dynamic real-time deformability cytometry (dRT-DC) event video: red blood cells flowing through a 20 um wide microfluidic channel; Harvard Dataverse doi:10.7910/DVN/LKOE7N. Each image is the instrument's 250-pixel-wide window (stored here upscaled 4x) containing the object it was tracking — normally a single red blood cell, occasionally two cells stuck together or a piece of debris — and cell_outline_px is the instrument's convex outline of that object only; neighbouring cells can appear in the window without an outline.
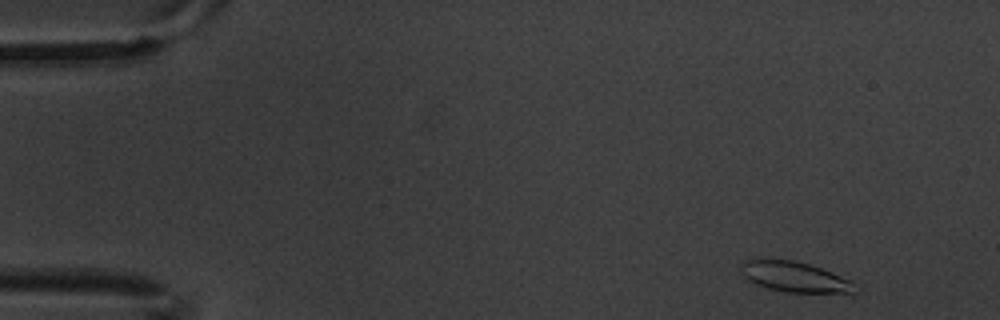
{"species": "common noctule bat (a hibernating species)", "species_latin": "Nyctalus noctula", "temperature_condition": "warm", "stored_images_in_passage": 9, "camera_frame_rate_fps": 3000, "um_per_image_px": 0.085, "animal": {"sex": "male", "body_mass_g": 20.1, "forearm_length_mm": 53.5}, "frame": {"image": 1, "passage_image": 1, "time_ms": 0.0, "image_size_px": [1000, 320], "cell_outline_px": [[852, 296], [788, 292], [768, 288], [756, 284], [748, 280], [740, 272], [740, 264], [744, 260], [792, 260], [808, 264], [820, 268], [852, 280]], "centroid_in_image_um": [67.6, 23.59], "position_along_channel_um": 17.4, "area_um2": 20.46}}
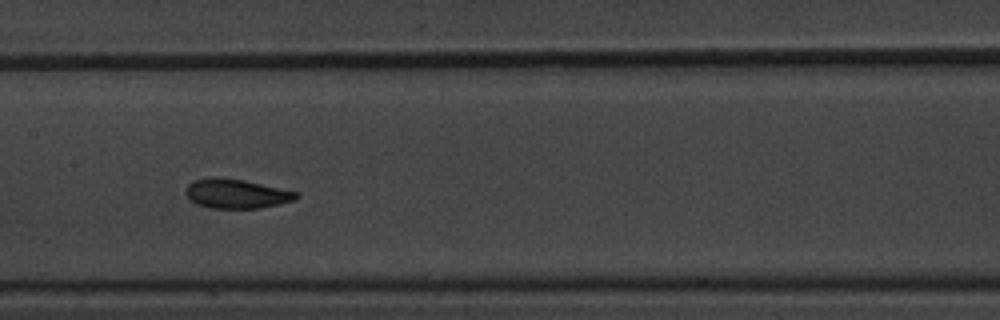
{"frame": {"image": 2, "passage_image": 8, "time_ms": 2.333, "image_size_px": [1000, 320], "cell_outline_px": [[300, 196], [292, 200], [260, 208], [212, 208], [196, 204], [184, 192], [188, 184], [192, 180], [244, 180], [300, 192]], "centroid_in_image_um": [20.14, 16.5], "position_along_channel_um": 187.3, "area_um2": 18.15}}
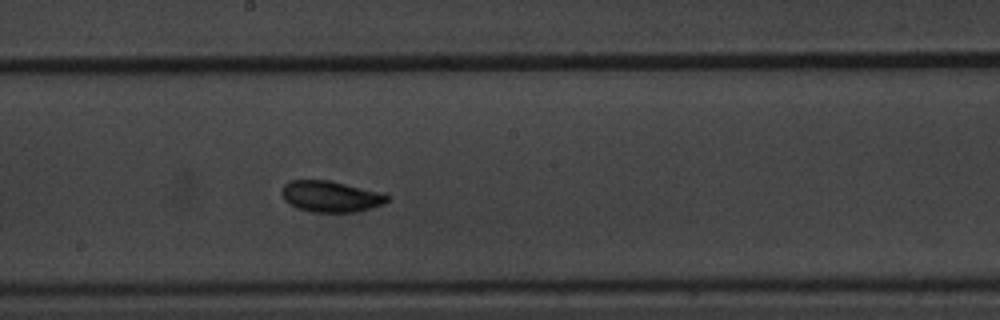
{"frame": {"image": 3, "passage_image": 9, "time_ms": 2.667, "image_size_px": [1000, 320], "cell_outline_px": [[392, 196], [384, 204], [356, 212], [312, 212], [296, 208], [288, 204], [284, 200], [280, 192], [284, 184], [292, 180], [328, 180], [388, 192]], "centroid_in_image_um": [28.17, 16.69], "position_along_channel_um": 220.0, "area_um2": 19.71}}